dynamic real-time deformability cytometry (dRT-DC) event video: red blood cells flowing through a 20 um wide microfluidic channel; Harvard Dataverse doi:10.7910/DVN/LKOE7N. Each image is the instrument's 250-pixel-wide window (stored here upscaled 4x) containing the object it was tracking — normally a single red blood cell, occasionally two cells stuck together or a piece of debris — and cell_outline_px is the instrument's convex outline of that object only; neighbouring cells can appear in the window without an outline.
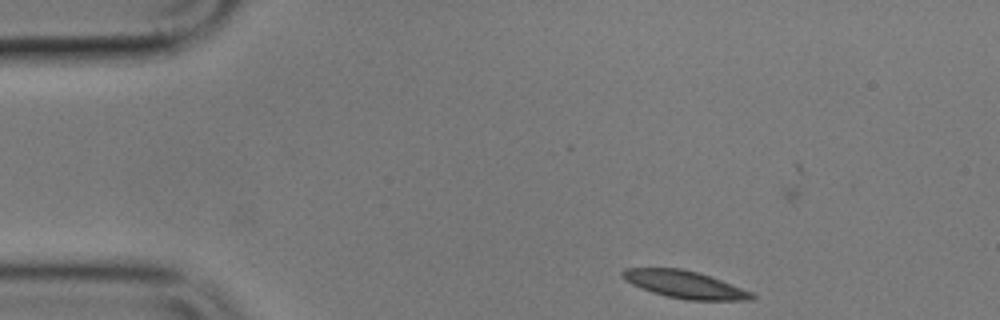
{"species": "common noctule bat (a hibernating species)", "species_latin": "Nyctalus noctula", "temperature_condition": "cold", "stored_images_in_passage": 5, "camera_frame_rate_fps": 3000, "um_per_image_px": 0.085, "animal": {"sex": "male", "body_mass_g": 17.9}, "frame": {"image": 1, "passage_image": 1, "time_ms": 0.0, "image_size_px": [1000, 320], "cell_outline_px": [[756, 296], [752, 300], [684, 300], [652, 292], [632, 284], [624, 280], [620, 276], [620, 272], [624, 268], [680, 268], [696, 272], [720, 280], [752, 292]], "centroid_in_image_um": [58.16, 24.18], "position_along_channel_um": 26.8, "area_um2": 20.46}}
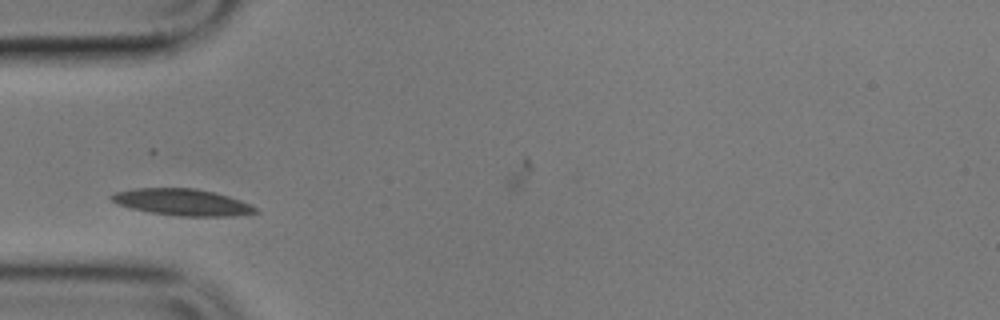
{"frame": {"image": 2, "passage_image": 4, "time_ms": 3.667, "image_size_px": [1000, 320], "cell_outline_px": [[260, 212], [232, 216], [180, 216], [152, 212], [132, 208], [116, 204], [108, 196], [112, 192], [136, 188], [196, 188], [216, 192], [240, 200], [256, 208]], "centroid_in_image_um": [15.46, 17.17], "position_along_channel_um": 69.5, "area_um2": 22.31}}